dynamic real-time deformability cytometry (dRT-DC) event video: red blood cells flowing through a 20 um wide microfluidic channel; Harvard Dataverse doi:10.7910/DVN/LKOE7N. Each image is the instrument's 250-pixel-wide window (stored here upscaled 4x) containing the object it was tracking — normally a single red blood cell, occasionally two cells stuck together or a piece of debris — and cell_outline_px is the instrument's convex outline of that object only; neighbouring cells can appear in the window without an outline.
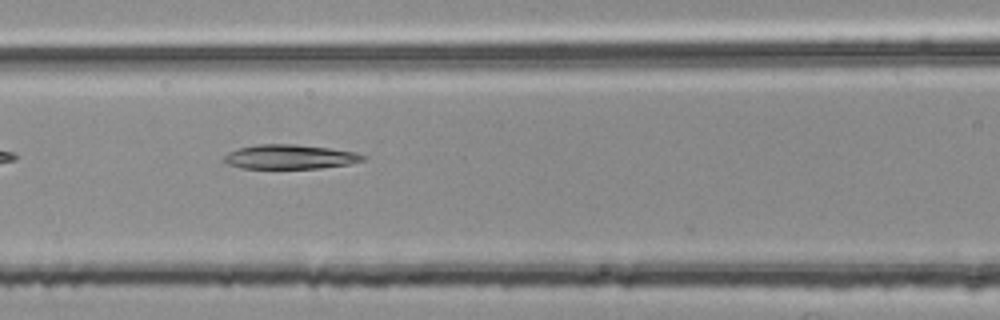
{"species": "common noctule bat (a hibernating species)", "species_latin": "Nyctalus noctula", "temperature_condition": "room temperature", "stored_images_in_passage": 31, "camera_frame_rate_fps": 3000, "um_per_image_px": 0.085, "animal": {"sex": "female", "body_mass_g": 25.1}, "frame": {"image": 1, "passage_image": 8, "time_ms": 2.333, "image_size_px": [1000, 320], "cell_outline_px": [[368, 156], [364, 160], [348, 164], [320, 168], [240, 168], [228, 164], [220, 160], [228, 152], [240, 148], [256, 144], [296, 144], [328, 148], [356, 152]], "centroid_in_image_um": [24.62, 13.33], "position_along_channel_um": 142.0, "area_um2": 19.77}}
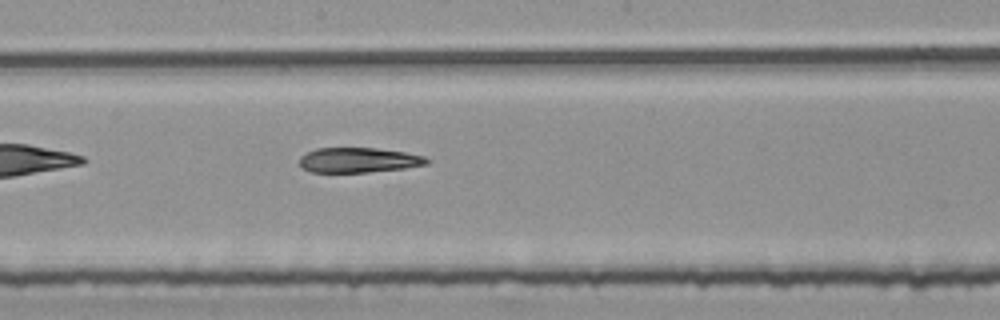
{"frame": {"image": 2, "passage_image": 14, "time_ms": 4.333, "image_size_px": [1000, 320], "cell_outline_px": [[432, 160], [428, 164], [404, 168], [368, 172], [312, 172], [304, 168], [300, 164], [300, 156], [316, 148], [376, 148], [404, 152], [424, 156]], "centroid_in_image_um": [30.51, 13.6], "position_along_channel_um": 217.7, "area_um2": 18.44}}
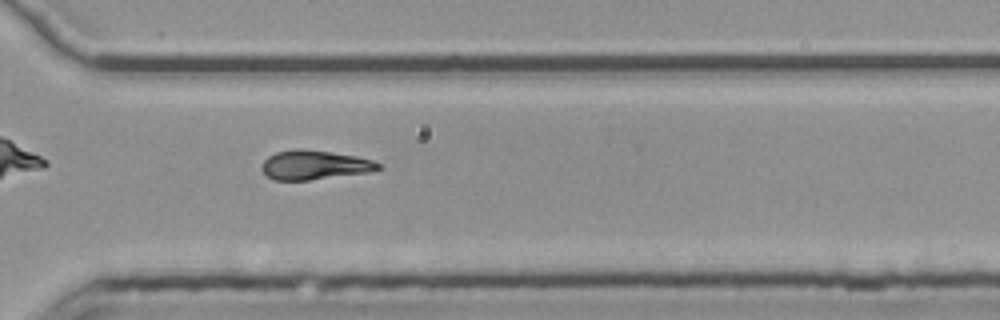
{"frame": {"image": 3, "passage_image": 24, "time_ms": 7.667, "image_size_px": [1000, 320], "cell_outline_px": [[384, 168], [368, 172], [308, 180], [276, 180], [268, 176], [260, 168], [264, 160], [268, 156], [276, 152], [292, 148], [300, 148], [356, 156], [372, 160], [380, 164]], "centroid_in_image_um": [26.71, 14.01], "position_along_channel_um": 343.9, "area_um2": 19.77}}